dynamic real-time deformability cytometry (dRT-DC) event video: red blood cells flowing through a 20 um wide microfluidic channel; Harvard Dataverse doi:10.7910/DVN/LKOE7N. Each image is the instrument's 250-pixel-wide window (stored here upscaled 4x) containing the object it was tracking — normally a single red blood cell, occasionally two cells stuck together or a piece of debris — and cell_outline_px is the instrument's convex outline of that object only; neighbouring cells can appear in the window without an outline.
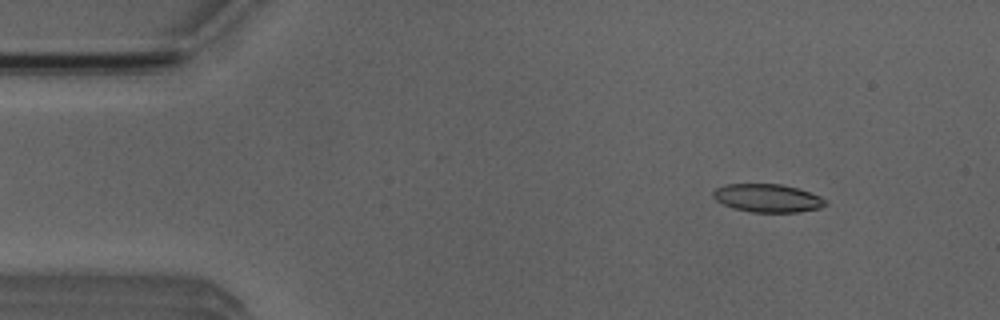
{"species": "Egyptian fruit bat (a non-hibernating species)", "species_latin": "Rousettus aegyptiacus", "temperature_condition": "room temperature", "stored_images_in_passage": 46, "camera_frame_rate_fps": 3000, "um_per_image_px": 0.085, "animal": {"sex": "male"}, "frame": {"image": 1, "passage_image": 1, "time_ms": 0.0, "image_size_px": [1000, 320], "cell_outline_px": [[828, 204], [820, 208], [800, 212], [752, 212], [732, 208], [716, 200], [712, 196], [712, 192], [716, 188], [724, 184], [780, 184], [800, 188], [820, 196], [828, 200]], "centroid_in_image_um": [65.27, 16.83], "position_along_channel_um": 19.7, "area_um2": 18.67}}
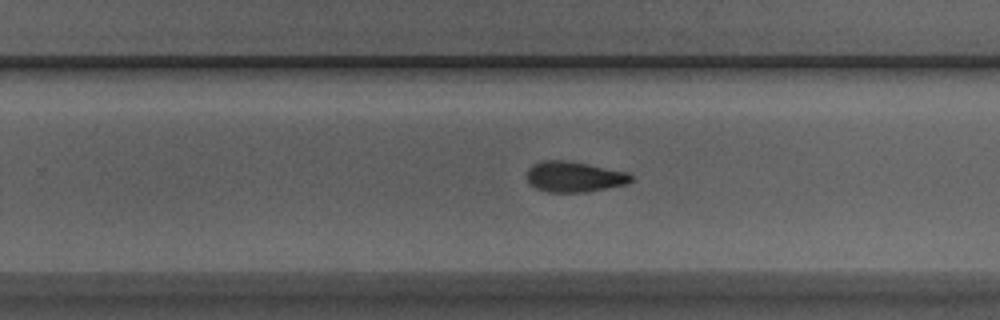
{"frame": {"image": 2, "passage_image": 27, "time_ms": 8.667, "image_size_px": [1000, 320], "cell_outline_px": [[632, 180], [628, 184], [584, 192], [548, 192], [536, 188], [528, 184], [528, 168], [532, 164], [540, 160], [564, 160], [588, 164], [628, 172], [632, 176]], "centroid_in_image_um": [48.79, 15.02], "position_along_channel_um": 281.0, "area_um2": 18.61}}
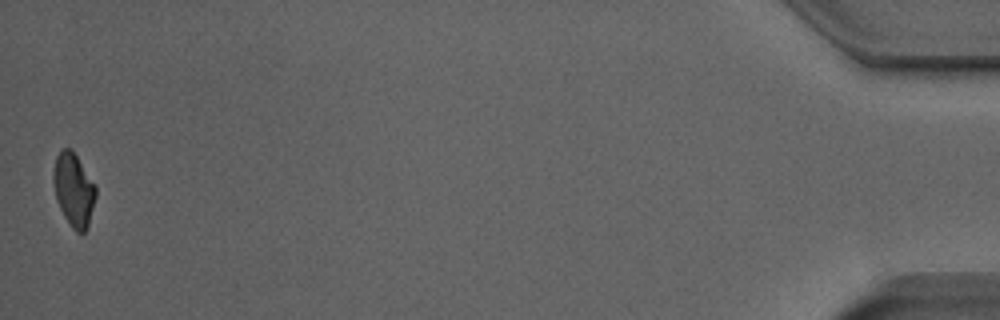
{"frame": {"image": 3, "passage_image": 46, "time_ms": 15.0, "image_size_px": [1000, 320], "cell_outline_px": [[96, 196], [88, 224], [84, 232], [76, 232], [72, 228], [64, 216], [56, 200], [52, 180], [52, 172], [56, 156], [60, 148], [72, 148], [96, 184]], "centroid_in_image_um": [6.25, 16.07], "position_along_channel_um": 429.0, "area_um2": 18.38}, "authors_computed_cell_mechanics": {"area_um2": 19.0162, "velocity_mm_per_s": 3.9528, "shape_relaxation_time_tau1_ms": 9.6521, "shape_relaxation_time_tau2_ms": 4.7923, "deformation_change_tau1": 0.197, "deformation_change_tau2": 0.1182}}